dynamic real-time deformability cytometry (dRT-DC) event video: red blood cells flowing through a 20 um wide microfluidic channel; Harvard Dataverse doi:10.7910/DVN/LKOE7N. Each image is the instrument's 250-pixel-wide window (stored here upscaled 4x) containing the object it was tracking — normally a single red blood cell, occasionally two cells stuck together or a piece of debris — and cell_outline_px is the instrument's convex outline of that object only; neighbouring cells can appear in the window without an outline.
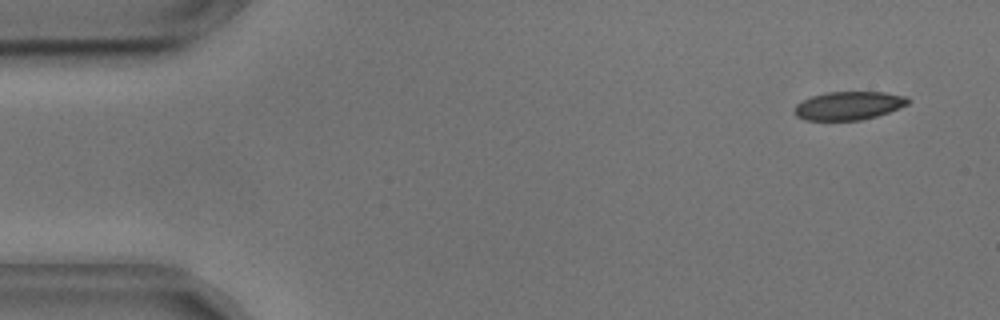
{"species": "common noctule bat (a hibernating species)", "species_latin": "Nyctalus noctula", "temperature_condition": "cold", "stored_images_in_passage": 55, "camera_frame_rate_fps": 3000, "um_per_image_px": 0.085, "animal": {"sex": "male", "body_mass_g": 17.9, "forearm_length_mm": 54.2}, "frame": {"image": 1, "passage_image": 4, "time_ms": 1.0, "image_size_px": [1000, 320], "cell_outline_px": [[908, 104], [888, 112], [876, 116], [860, 120], [804, 120], [796, 116], [796, 104], [812, 96], [828, 92], [884, 92], [904, 96], [908, 100]], "centroid_in_image_um": [72.12, 8.98], "position_along_channel_um": 12.9, "area_um2": 18.44}}
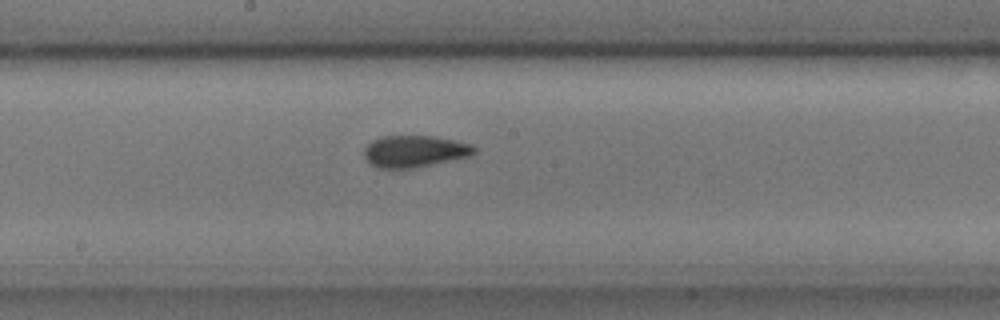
{"frame": {"image": 2, "passage_image": 29, "time_ms": 9.333, "image_size_px": [1000, 320], "cell_outline_px": [[476, 152], [468, 156], [432, 164], [412, 168], [376, 168], [368, 164], [364, 156], [364, 148], [372, 140], [380, 136], [432, 136], [456, 140], [472, 144], [476, 148]], "centroid_in_image_um": [35.2, 12.85], "position_along_channel_um": 213.0, "area_um2": 20.46}}
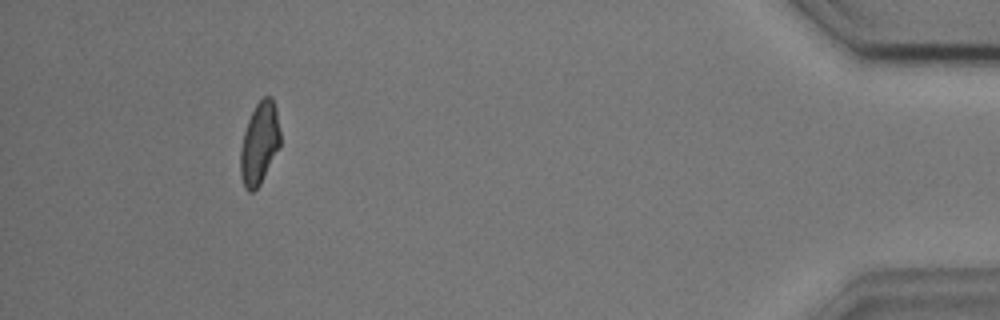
{"frame": {"image": 3, "passage_image": 51, "time_ms": 16.667, "image_size_px": [1000, 320], "cell_outline_px": [[280, 148], [260, 184], [252, 192], [248, 192], [244, 188], [240, 172], [240, 148], [244, 132], [248, 120], [256, 104], [264, 96], [272, 96], [276, 108], [280, 132]], "centroid_in_image_um": [22.06, 12.19], "position_along_channel_um": 413.1, "area_um2": 19.19}, "authors_computed_cell_mechanics": {"area_um2": 19.941, "velocity_mm_per_s": 3.6204, "shape_relaxation_time_tau1_ms": 4.9576, "shape_relaxation_time_tau2_ms": 2.0759, "deformation_change_tau1": 0.1294, "deformation_change_tau2": 0.0677}}